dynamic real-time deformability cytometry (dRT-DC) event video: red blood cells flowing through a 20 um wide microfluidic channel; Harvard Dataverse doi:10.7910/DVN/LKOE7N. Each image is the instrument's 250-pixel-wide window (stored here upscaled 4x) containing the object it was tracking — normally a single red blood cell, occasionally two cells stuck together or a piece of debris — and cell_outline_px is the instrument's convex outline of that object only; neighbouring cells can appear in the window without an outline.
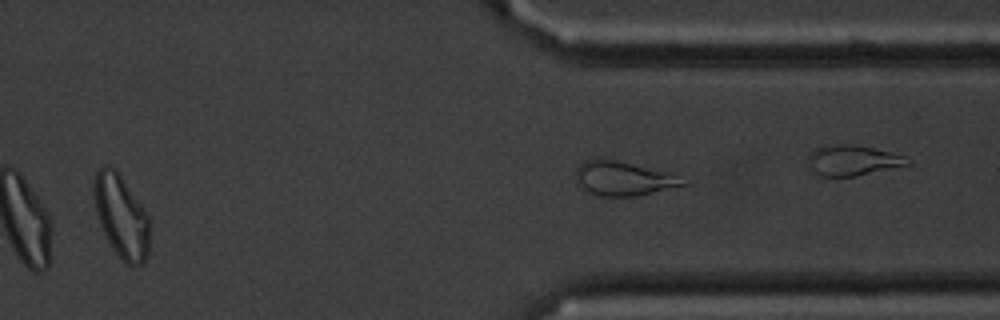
{"species": "common noctule bat (a hibernating species)", "species_latin": "Nyctalus noctula", "temperature_condition": "cold", "stored_images_in_passage": 46, "camera_frame_rate_fps": 3000, "um_per_image_px": 0.085, "animal": {"sex": "male", "body_mass_g": 20.1, "forearm_length_mm": 53.5}, "frame": {"image": 1, "passage_image": 40, "time_ms": 13.0, "image_size_px": [1000, 320], "cell_outline_px": [[152, 220], [148, 256], [140, 264], [132, 268], [112, 248], [100, 224], [96, 212], [92, 188], [92, 180], [96, 172], [104, 164], [108, 164], [116, 168]], "centroid_in_image_um": [10.33, 18.35], "position_along_channel_um": 401.1, "area_um2": 27.51}, "authors_computed_cell_mechanics": {"area_um2": 19.8254, "velocity_mm_per_s": 3.5542, "shape_relaxation_time_tau1_ms": null, "shape_relaxation_time_tau2_ms": 7.5004, "deformation_change_tau1": null, "deformation_change_tau2": 0.183}}